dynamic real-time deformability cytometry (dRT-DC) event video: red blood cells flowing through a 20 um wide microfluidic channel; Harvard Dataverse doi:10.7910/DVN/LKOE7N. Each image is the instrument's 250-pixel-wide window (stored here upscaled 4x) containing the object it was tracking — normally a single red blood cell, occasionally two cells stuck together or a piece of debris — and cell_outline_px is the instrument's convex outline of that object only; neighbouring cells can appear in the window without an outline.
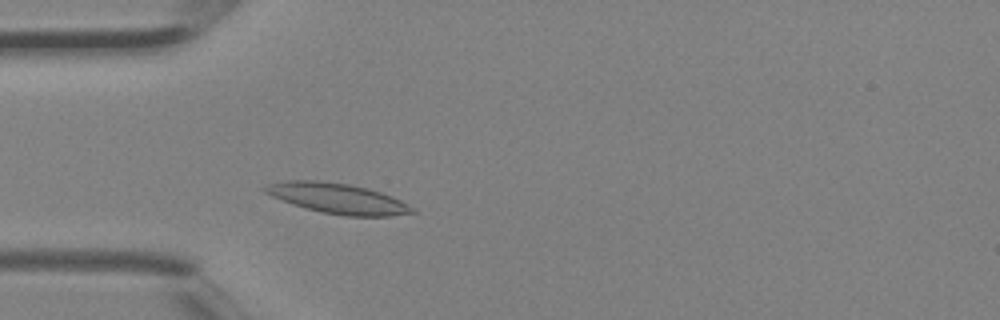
{"species": "Egyptian fruit bat (a non-hibernating species)", "species_latin": "Rousettus aegyptiacus", "temperature_condition": "room temperature", "stored_images_in_passage": 2, "camera_frame_rate_fps": 3000, "um_per_image_px": 0.085, "animal": {"sex": "female"}, "frame": {"image": 1, "passage_image": 2, "time_ms": 0.333, "image_size_px": [1000, 320], "cell_outline_px": [[416, 212], [388, 216], [344, 216], [304, 208], [292, 204], [272, 196], [264, 192], [260, 188], [268, 184], [288, 180], [316, 180], [348, 184], [368, 188], [392, 196], [416, 208]], "centroid_in_image_um": [28.69, 16.86], "position_along_channel_um": 56.3, "area_um2": 25.95}}